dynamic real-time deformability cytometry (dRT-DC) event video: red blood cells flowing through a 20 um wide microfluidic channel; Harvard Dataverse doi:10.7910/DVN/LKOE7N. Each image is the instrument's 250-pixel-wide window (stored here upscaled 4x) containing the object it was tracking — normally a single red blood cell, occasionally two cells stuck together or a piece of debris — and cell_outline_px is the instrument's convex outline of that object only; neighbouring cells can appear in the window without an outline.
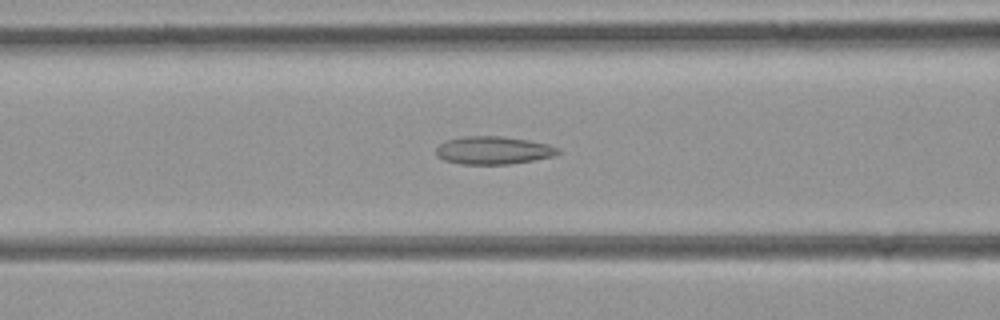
{"species": "common noctule bat (a hibernating species)", "species_latin": "Nyctalus noctula", "temperature_condition": "room temperature", "stored_images_in_passage": 45, "camera_frame_rate_fps": 3000, "um_per_image_px": 0.085, "animal": {"sex": "female", "body_mass_g": 21.9}, "frame": {"image": 1, "passage_image": 15, "time_ms": 4.667, "image_size_px": [1000, 320], "cell_outline_px": [[560, 152], [552, 156], [532, 160], [508, 164], [460, 164], [444, 160], [436, 156], [436, 148], [440, 144], [448, 140], [464, 136], [500, 136], [528, 140], [548, 144], [560, 148]], "centroid_in_image_um": [41.91, 12.78], "position_along_channel_um": 124.7, "area_um2": 19.71}}
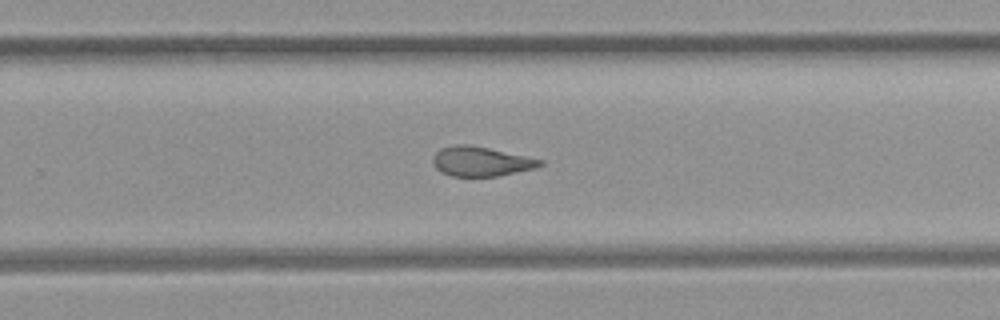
{"frame": {"image": 2, "passage_image": 27, "time_ms": 8.667, "image_size_px": [1000, 320], "cell_outline_px": [[544, 164], [532, 168], [500, 176], [452, 176], [440, 172], [436, 168], [432, 160], [436, 152], [440, 148], [452, 144], [468, 144], [488, 148], [544, 160]], "centroid_in_image_um": [40.84, 13.71], "position_along_channel_um": 289.0, "area_um2": 18.38}}
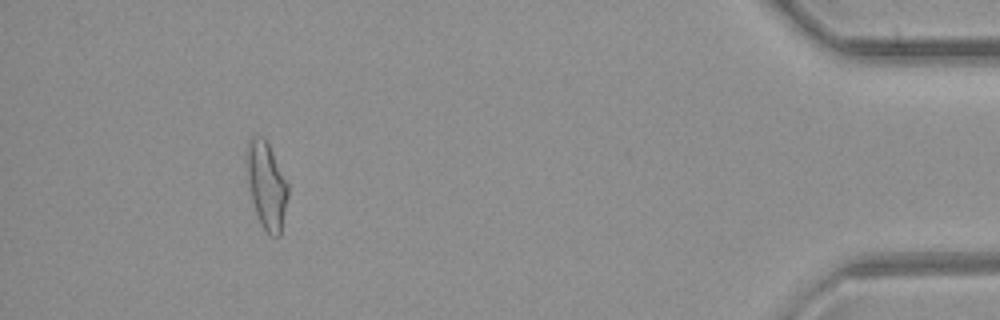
{"frame": {"image": 3, "passage_image": 41, "time_ms": 13.333, "image_size_px": [1000, 320], "cell_outline_px": [[288, 196], [280, 236], [272, 236], [260, 224], [252, 200], [248, 180], [244, 156], [244, 152], [248, 140], [252, 136], [264, 136], [288, 184]], "centroid_in_image_um": [22.62, 15.7], "position_along_channel_um": 412.6, "area_um2": 20.92}}